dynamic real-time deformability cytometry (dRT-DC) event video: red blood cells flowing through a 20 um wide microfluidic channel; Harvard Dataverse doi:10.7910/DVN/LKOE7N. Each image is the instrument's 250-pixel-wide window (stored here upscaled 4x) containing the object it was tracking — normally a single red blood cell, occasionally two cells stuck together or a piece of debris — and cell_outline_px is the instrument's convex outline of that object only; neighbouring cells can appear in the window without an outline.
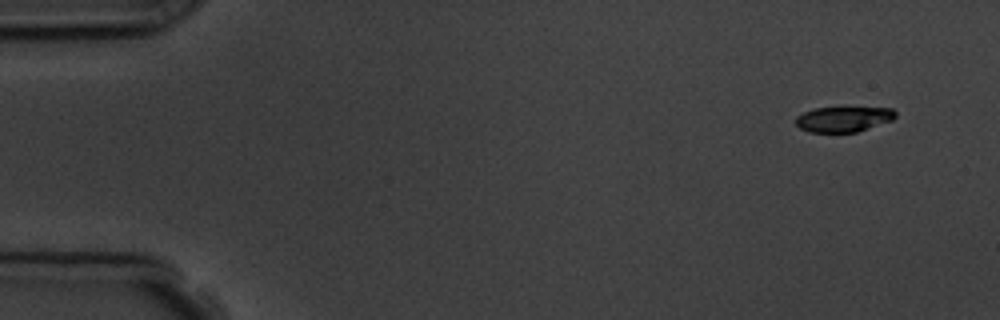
{"species": "common noctule bat (a hibernating species)", "species_latin": "Nyctalus noctula", "temperature_condition": "room temperature", "stored_images_in_passage": 6, "camera_frame_rate_fps": 3000, "um_per_image_px": 0.085, "animal": {"sex": "male", "body_mass_g": 19.5, "forearm_length_mm": 54.6}, "frame": {"image": 1, "passage_image": 1, "time_ms": 0.0, "image_size_px": [1000, 320], "cell_outline_px": [[896, 116], [892, 120], [856, 132], [808, 132], [800, 128], [796, 124], [796, 116], [804, 112], [816, 108], [892, 108], [896, 112]], "centroid_in_image_um": [71.68, 10.13], "position_along_channel_um": 13.3, "area_um2": 14.51}}
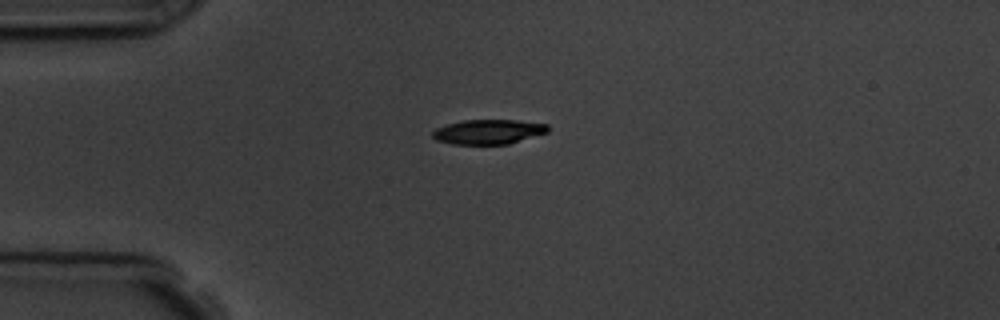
{"frame": {"image": 2, "passage_image": 4, "time_ms": 3.333, "image_size_px": [1000, 320], "cell_outline_px": [[548, 132], [508, 144], [452, 144], [436, 140], [432, 136], [432, 132], [436, 128], [448, 124], [464, 120], [516, 120], [548, 124]], "centroid_in_image_um": [41.5, 11.2], "position_along_channel_um": 43.5, "area_um2": 16.47}}